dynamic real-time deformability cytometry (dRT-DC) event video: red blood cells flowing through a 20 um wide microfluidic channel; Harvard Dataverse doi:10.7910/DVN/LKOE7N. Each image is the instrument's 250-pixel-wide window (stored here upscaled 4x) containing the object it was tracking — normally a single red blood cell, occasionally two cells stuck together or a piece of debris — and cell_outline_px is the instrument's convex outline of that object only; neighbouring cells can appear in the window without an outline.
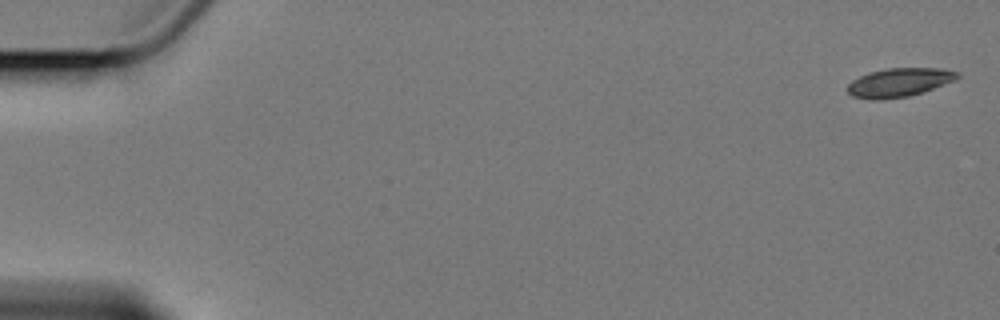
{"species": "Egyptian fruit bat (a non-hibernating species)", "species_latin": "Rousettus aegyptiacus", "temperature_condition": "cold", "stored_images_in_passage": 5, "camera_frame_rate_fps": 3000, "um_per_image_px": 0.085, "animal": {"sex": "female"}, "frame": {"image": 1, "passage_image": 1, "time_ms": 0.0, "image_size_px": [1000, 320], "cell_outline_px": [[960, 76], [952, 80], [932, 88], [908, 96], [880, 100], [872, 100], [852, 96], [844, 88], [852, 80], [868, 72], [888, 68], [940, 68], [960, 72]], "centroid_in_image_um": [76.35, 7.0], "position_along_channel_um": 8.6, "area_um2": 18.26}}
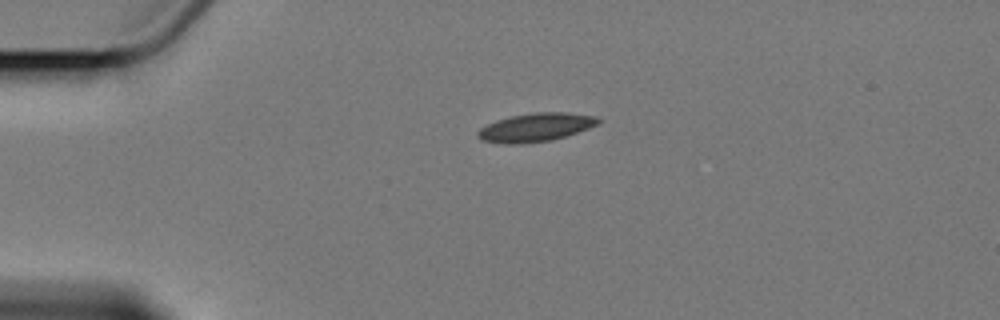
{"frame": {"image": 2, "passage_image": 4, "time_ms": 4.333, "image_size_px": [1000, 320], "cell_outline_px": [[600, 124], [552, 140], [512, 144], [504, 144], [480, 140], [476, 136], [476, 132], [480, 128], [496, 120], [512, 116], [532, 112], [568, 112], [596, 116], [600, 120]], "centroid_in_image_um": [45.51, 10.82], "position_along_channel_um": 39.5, "area_um2": 19.94}}